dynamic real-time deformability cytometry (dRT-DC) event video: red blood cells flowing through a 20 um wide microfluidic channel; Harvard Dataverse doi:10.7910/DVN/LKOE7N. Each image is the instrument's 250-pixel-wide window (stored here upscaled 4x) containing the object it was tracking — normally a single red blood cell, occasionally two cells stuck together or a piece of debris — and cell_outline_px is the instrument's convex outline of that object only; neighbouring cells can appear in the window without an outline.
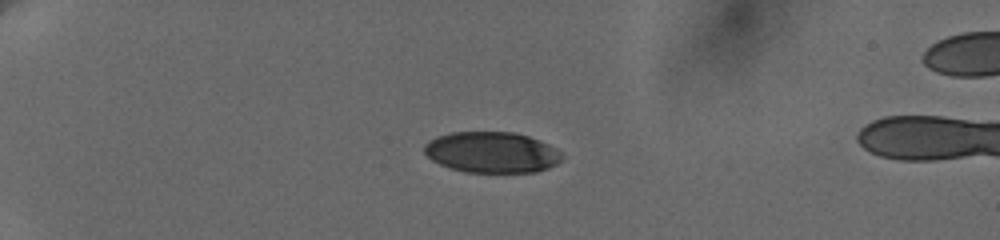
{"species": "human", "species_latin": "Homo sapiens", "temperature_condition": "cold", "stored_images_in_passage": 14, "camera_frame_rate_fps": 3000, "um_per_image_px": 0.085, "donor": {"sex": "female"}, "frame": {"image": 1, "passage_image": 1, "time_ms": 0.0, "image_size_px": [1000, 240], "cell_outline_px": [[564, 156], [556, 164], [548, 168], [536, 172], [464, 172], [448, 168], [432, 160], [424, 152], [424, 144], [428, 140], [436, 136], [452, 132], [516, 132], [540, 140], [556, 148]], "centroid_in_image_um": [41.79, 12.94], "position_along_channel_um": 43.2, "area_um2": 33.06}}
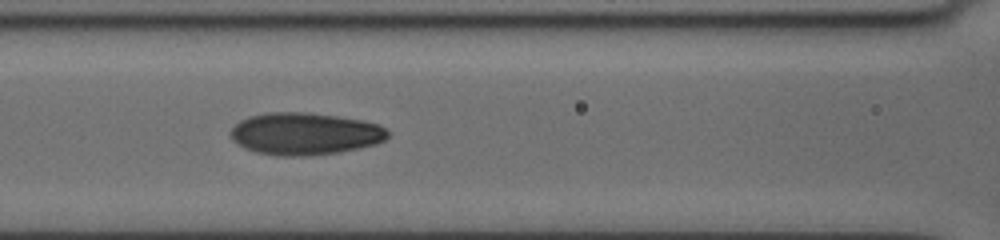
{"frame": {"image": 2, "passage_image": 11, "time_ms": 4.333, "image_size_px": [1000, 240], "cell_outline_px": [[388, 136], [384, 140], [376, 144], [360, 148], [340, 152], [308, 156], [276, 156], [256, 152], [244, 148], [232, 140], [232, 128], [240, 120], [248, 116], [264, 112], [308, 112], [364, 120], [376, 124], [384, 128], [388, 132]], "centroid_in_image_um": [25.9, 11.37], "position_along_channel_um": 140.7, "area_um2": 38.84}}
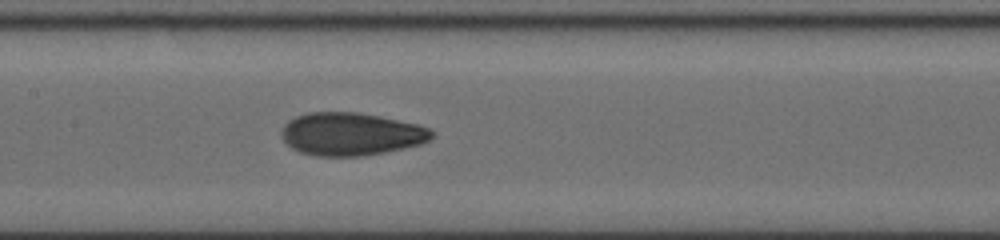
{"frame": {"image": 3, "passage_image": 14, "time_ms": 5.333, "image_size_px": [1000, 240], "cell_outline_px": [[436, 136], [420, 144], [404, 148], [384, 152], [360, 156], [316, 156], [300, 152], [292, 148], [280, 136], [280, 132], [284, 124], [288, 120], [296, 116], [308, 112], [360, 112], [420, 124], [436, 132]], "centroid_in_image_um": [29.84, 11.38], "position_along_channel_um": 177.6, "area_um2": 37.86}}